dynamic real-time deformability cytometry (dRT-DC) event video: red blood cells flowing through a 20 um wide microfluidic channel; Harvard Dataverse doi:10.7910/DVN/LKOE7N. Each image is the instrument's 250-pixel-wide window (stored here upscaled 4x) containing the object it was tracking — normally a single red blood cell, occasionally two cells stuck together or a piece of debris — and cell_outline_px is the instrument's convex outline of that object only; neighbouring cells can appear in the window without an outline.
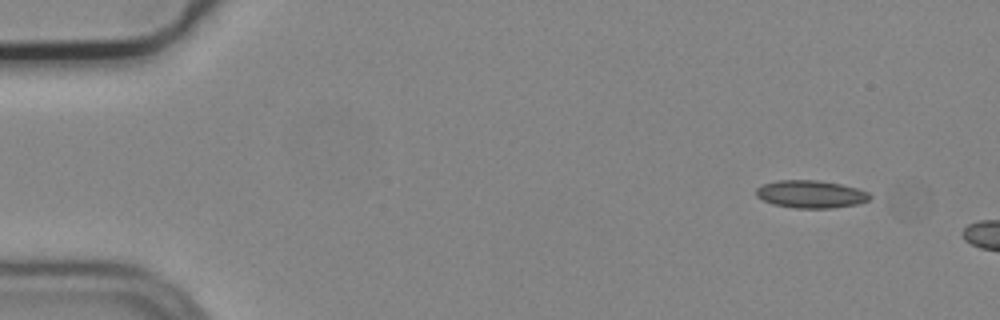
{"species": "common noctule bat (a hibernating species)", "species_latin": "Nyctalus noctula", "temperature_condition": "cold", "stored_images_in_passage": 4, "camera_frame_rate_fps": 3000, "um_per_image_px": 0.085, "animal": {"sex": "male", "body_mass_g": 19.2, "forearm_length_mm": 51.8}, "frame": {"image": 1, "passage_image": 1, "time_ms": 0.0, "image_size_px": [1000, 320], "cell_outline_px": [[872, 196], [868, 200], [856, 204], [832, 208], [796, 208], [772, 204], [756, 196], [756, 188], [760, 184], [776, 180], [820, 180], [840, 184], [856, 188], [868, 192]], "centroid_in_image_um": [68.88, 16.49], "position_along_channel_um": 16.1, "area_um2": 18.38}}